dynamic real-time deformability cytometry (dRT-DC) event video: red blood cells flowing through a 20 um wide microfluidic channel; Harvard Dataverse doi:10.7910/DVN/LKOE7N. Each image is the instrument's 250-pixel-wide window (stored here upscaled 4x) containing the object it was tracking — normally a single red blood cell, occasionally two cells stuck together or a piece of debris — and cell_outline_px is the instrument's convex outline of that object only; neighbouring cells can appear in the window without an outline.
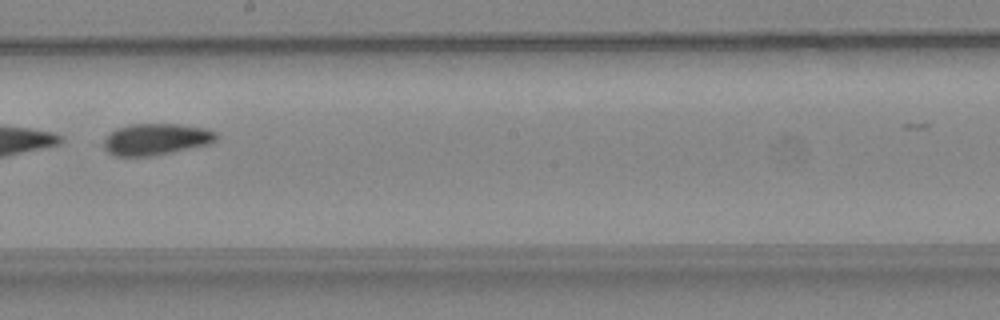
{"species": "common noctule bat (a hibernating species)", "species_latin": "Nyctalus noctula", "temperature_condition": "warm", "stored_images_in_passage": 35, "camera_frame_rate_fps": 3000, "um_per_image_px": 0.085, "animal": {"sex": "female", "body_mass_g": 24.6, "forearm_length_mm": 56.2}, "frame": {"image": 1, "passage_image": 29, "time_ms": 9.333, "image_size_px": [1000, 320], "cell_outline_px": [[220, 136], [212, 144], [172, 152], [148, 156], [116, 156], [108, 152], [104, 148], [104, 140], [116, 128], [132, 124], [176, 124], [204, 128], [216, 132]], "centroid_in_image_um": [13.31, 11.84], "position_along_channel_um": 234.9, "area_um2": 20.63}}